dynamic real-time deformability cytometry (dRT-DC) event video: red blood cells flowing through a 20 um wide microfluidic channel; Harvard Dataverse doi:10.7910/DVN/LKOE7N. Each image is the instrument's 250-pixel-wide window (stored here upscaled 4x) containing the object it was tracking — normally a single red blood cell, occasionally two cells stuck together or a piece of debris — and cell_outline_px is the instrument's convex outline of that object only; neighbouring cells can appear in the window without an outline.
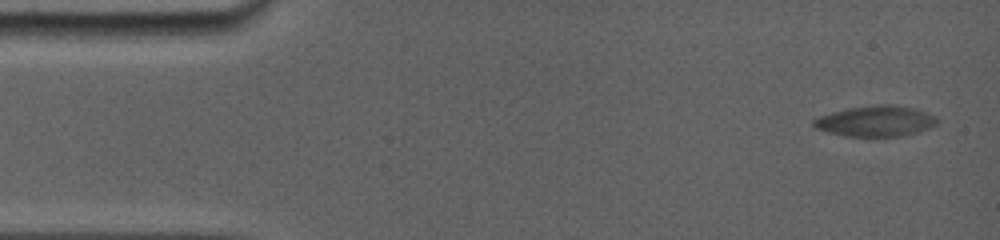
{"species": "common noctule bat (a hibernating species)", "species_latin": "Nyctalus noctula", "temperature_condition": "room temperature", "stored_images_in_passage": 35, "segment_of_instrument_passage": [1, 2], "camera_frame_rate_fps": 5000, "um_per_image_px": 0.085, "animal": {"sex": "female", "body_mass_g": 19.0, "forearm_length_mm": 56.7}, "frame": {"image": 1, "passage_image": 1, "time_ms": 0.0, "image_size_px": [1000, 240], "cell_outline_px": [[940, 120], [936, 124], [928, 128], [916, 132], [900, 136], [868, 140], [844, 136], [828, 132], [816, 128], [812, 124], [812, 120], [820, 116], [832, 112], [848, 108], [880, 104], [892, 104], [916, 108], [928, 112], [936, 116]], "centroid_in_image_um": [74.44, 10.33], "position_along_channel_um": 10.6, "area_um2": 22.95}}
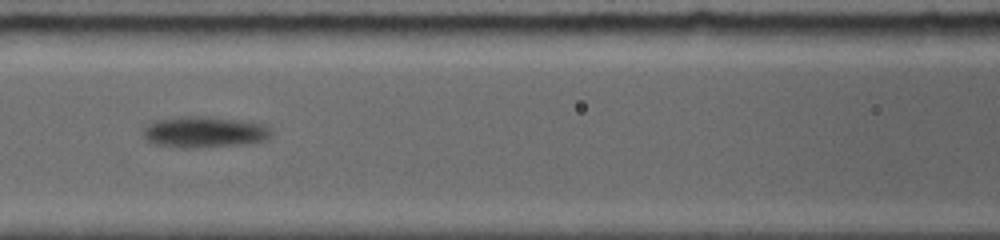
{"frame": {"image": 2, "passage_image": 16, "time_ms": 7.2, "image_size_px": [1000, 240], "cell_outline_px": [[272, 132], [264, 140], [248, 144], [192, 148], [180, 148], [152, 144], [144, 136], [144, 128], [152, 120], [184, 116], [208, 116], [252, 120], [268, 128]], "centroid_in_image_um": [17.36, 11.21], "position_along_channel_um": 149.2, "area_um2": 23.64}}
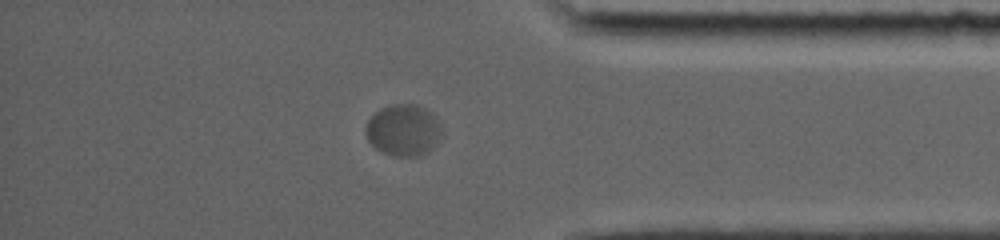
{"frame": {"image": 3, "passage_image": 30, "time_ms": 14.6, "image_size_px": [1000, 240], "cell_outline_px": [[440, 136], [436, 144], [428, 152], [420, 156], [396, 156], [384, 152], [376, 148], [368, 140], [364, 128], [368, 120], [380, 108], [388, 104], [416, 104], [432, 112], [440, 124]], "centroid_in_image_um": [34.28, 11.05], "position_along_channel_um": 400.9, "area_um2": 22.83}}